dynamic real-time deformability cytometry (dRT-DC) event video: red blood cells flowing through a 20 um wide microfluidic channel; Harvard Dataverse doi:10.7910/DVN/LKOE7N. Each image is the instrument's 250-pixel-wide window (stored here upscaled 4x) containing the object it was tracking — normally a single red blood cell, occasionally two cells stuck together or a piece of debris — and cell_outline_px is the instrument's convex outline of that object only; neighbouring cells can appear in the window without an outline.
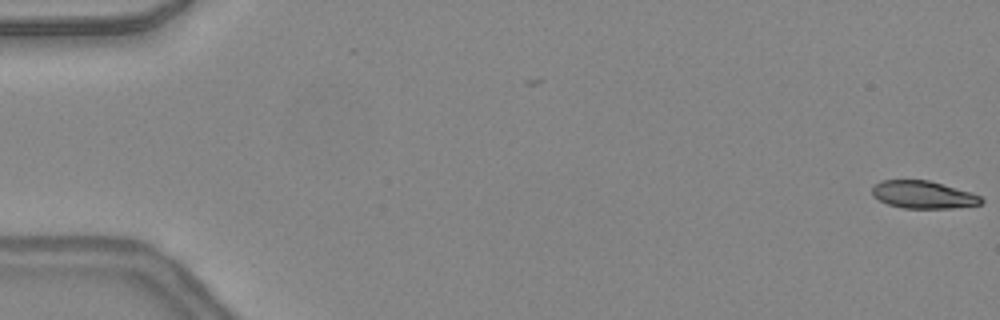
{"species": "common noctule bat (a hibernating species)", "species_latin": "Nyctalus noctula", "temperature_condition": "warm", "stored_images_in_passage": 14, "camera_frame_rate_fps": 3000, "um_per_image_px": 0.085, "animal": {"sex": "female", "body_mass_g": 24.6, "forearm_length_mm": 56.2}, "frame": {"image": 1, "passage_image": 1, "time_ms": 0.0, "image_size_px": [1000, 320], "cell_outline_px": [[984, 200], [980, 204], [952, 208], [904, 208], [888, 204], [872, 196], [872, 188], [880, 180], [928, 180], [972, 192], [980, 196]], "centroid_in_image_um": [78.47, 16.54], "position_along_channel_um": 6.5, "area_um2": 17.46}}
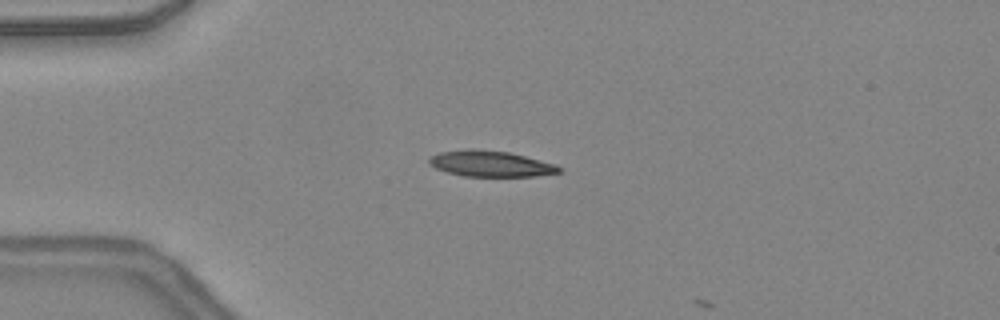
{"frame": {"image": 2, "passage_image": 13, "time_ms": 4.0, "image_size_px": [1000, 320], "cell_outline_px": [[560, 172], [536, 176], [464, 176], [448, 172], [436, 168], [428, 164], [428, 160], [432, 156], [440, 152], [468, 148], [476, 148], [508, 152], [556, 164], [560, 168]], "centroid_in_image_um": [41.67, 13.9], "position_along_channel_um": 43.3, "area_um2": 19.54}}